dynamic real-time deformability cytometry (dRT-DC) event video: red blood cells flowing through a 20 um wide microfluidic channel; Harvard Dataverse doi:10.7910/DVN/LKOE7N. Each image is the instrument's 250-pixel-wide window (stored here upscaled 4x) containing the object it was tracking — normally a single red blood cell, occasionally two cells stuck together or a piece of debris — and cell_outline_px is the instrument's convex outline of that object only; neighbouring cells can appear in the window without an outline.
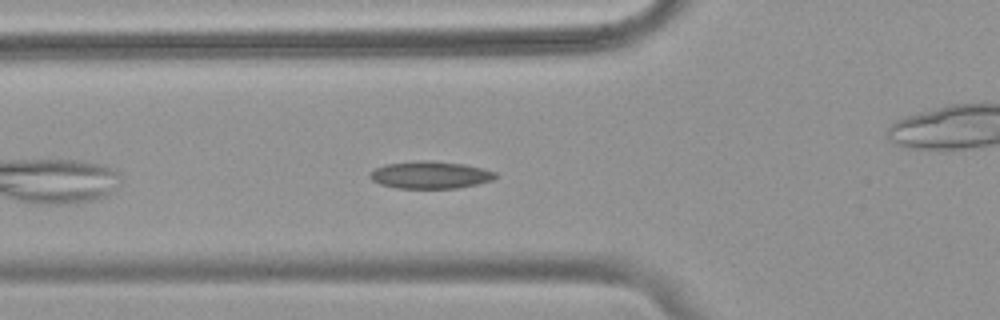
{"species": "common noctule bat (a hibernating species)", "species_latin": "Nyctalus noctula", "temperature_condition": "warm", "stored_images_in_passage": 42, "camera_frame_rate_fps": 3000, "um_per_image_px": 0.085, "animal": {"sex": "female", "body_mass_g": 18.4}, "frame": {"image": 1, "passage_image": 6, "time_ms": 1.667, "image_size_px": [1000, 320], "cell_outline_px": [[496, 176], [492, 180], [476, 184], [456, 188], [396, 188], [380, 184], [372, 180], [368, 176], [376, 168], [384, 164], [416, 160], [432, 160], [464, 164], [484, 168], [496, 172]], "centroid_in_image_um": [36.56, 14.85], "position_along_channel_um": 89.2, "area_um2": 20.06}}
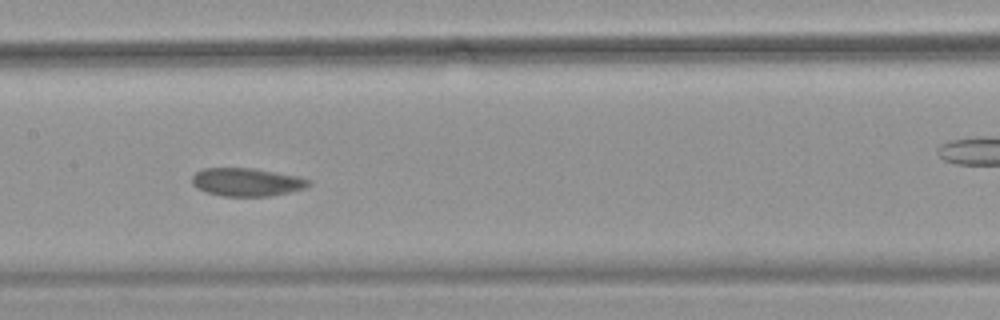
{"frame": {"image": 2, "passage_image": 14, "time_ms": 4.333, "image_size_px": [1000, 320], "cell_outline_px": [[312, 184], [304, 188], [288, 192], [268, 196], [224, 196], [208, 192], [196, 188], [192, 184], [192, 176], [196, 172], [204, 168], [256, 168], [296, 176], [312, 180]], "centroid_in_image_um": [20.97, 15.47], "position_along_channel_um": 186.4, "area_um2": 19.07}}
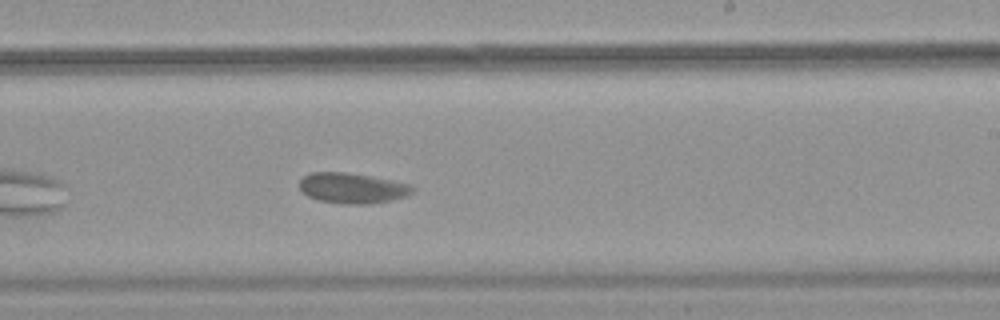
{"frame": {"image": 3, "passage_image": 20, "time_ms": 6.333, "image_size_px": [1000, 320], "cell_outline_px": [[416, 188], [412, 192], [404, 196], [392, 200], [368, 204], [348, 204], [320, 200], [308, 196], [300, 192], [300, 180], [304, 176], [312, 172], [348, 172], [408, 184]], "centroid_in_image_um": [29.91, 15.99], "position_along_channel_um": 259.1, "area_um2": 19.77}, "authors_computed_cell_mechanics": {"area_um2": 20.2589, "velocity_mm_per_s": 3.651, "shape_relaxation_time_tau1_ms": 7.2924, "shape_relaxation_time_tau2_ms": 0.8911, "deformation_change_tau1": 0.1126, "deformation_change_tau2": 0.0354}}